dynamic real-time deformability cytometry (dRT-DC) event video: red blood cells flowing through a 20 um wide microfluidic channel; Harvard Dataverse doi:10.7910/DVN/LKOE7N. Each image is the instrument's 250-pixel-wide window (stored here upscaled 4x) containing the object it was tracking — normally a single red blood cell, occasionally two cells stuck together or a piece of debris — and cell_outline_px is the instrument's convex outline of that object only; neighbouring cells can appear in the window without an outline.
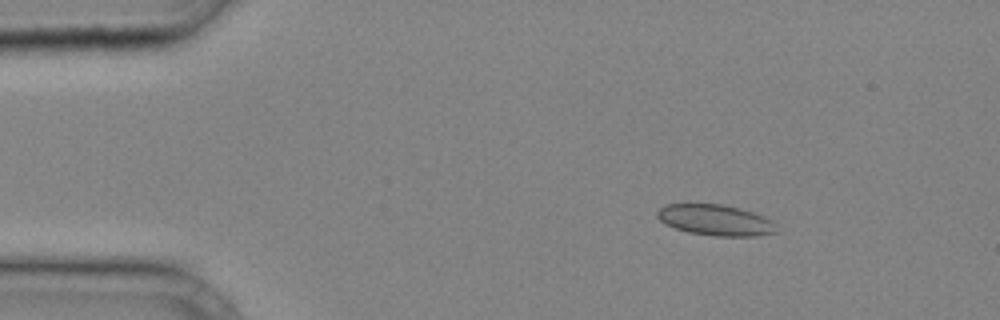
{"species": "common noctule bat (a hibernating species)", "species_latin": "Nyctalus noctula", "temperature_condition": "cold", "stored_images_in_passage": 33, "camera_frame_rate_fps": 3000, "um_per_image_px": 0.085, "animal": {"sex": "male", "body_mass_g": 20.4}, "frame": {"image": 1, "passage_image": 1, "time_ms": 0.0, "image_size_px": [1000, 320], "cell_outline_px": [[776, 232], [756, 236], [712, 236], [688, 232], [664, 224], [656, 216], [656, 212], [664, 204], [720, 204], [740, 208], [764, 216], [772, 220], [776, 224]], "centroid_in_image_um": [60.8, 18.71], "position_along_channel_um": 24.2, "area_um2": 21.56}}
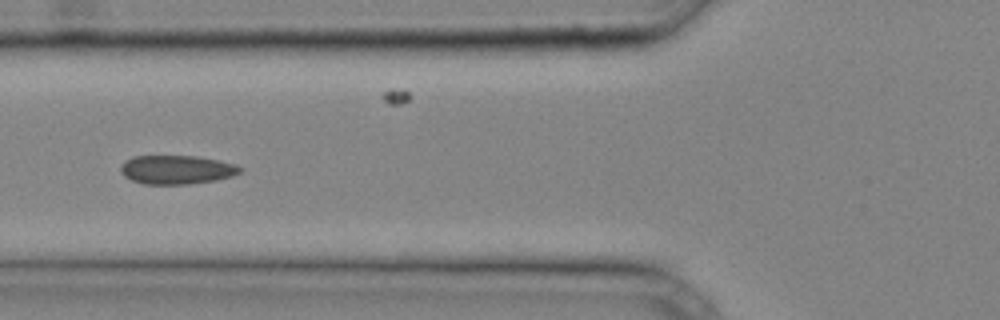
{"frame": {"image": 2, "passage_image": 10, "time_ms": 3.0, "image_size_px": [1000, 320], "cell_outline_px": [[244, 168], [240, 172], [232, 176], [216, 180], [188, 184], [144, 184], [132, 180], [124, 176], [120, 172], [120, 168], [124, 160], [132, 156], [196, 156], [220, 160], [236, 164]], "centroid_in_image_um": [15.02, 14.41], "position_along_channel_um": 110.8, "area_um2": 20.23}}
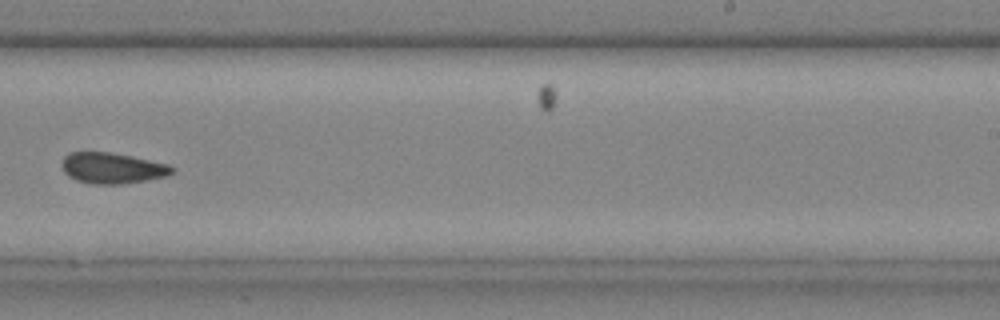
{"frame": {"image": 3, "passage_image": 20, "time_ms": 6.333, "image_size_px": [1000, 320], "cell_outline_px": [[176, 172], [168, 176], [120, 184], [92, 184], [76, 180], [68, 176], [64, 172], [64, 156], [68, 152], [112, 152], [132, 156], [168, 164], [176, 168]], "centroid_in_image_um": [9.59, 14.28], "position_along_channel_um": 279.4, "area_um2": 19.83}}